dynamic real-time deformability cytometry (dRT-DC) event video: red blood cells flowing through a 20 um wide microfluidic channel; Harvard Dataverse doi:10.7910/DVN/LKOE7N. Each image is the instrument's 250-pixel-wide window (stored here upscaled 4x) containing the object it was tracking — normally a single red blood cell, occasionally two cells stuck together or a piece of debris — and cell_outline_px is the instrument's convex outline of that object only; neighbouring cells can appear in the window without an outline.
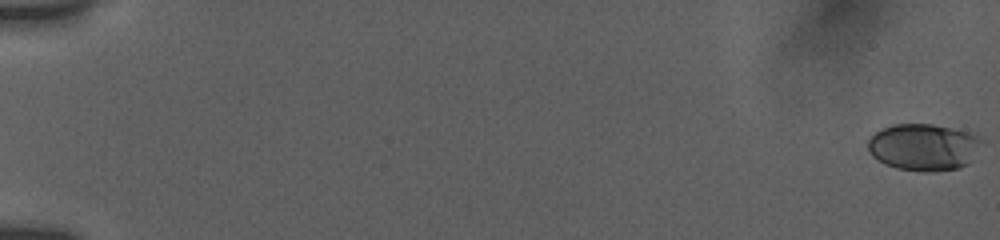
{"species": "human", "species_latin": "Homo sapiens", "temperature_condition": "room temperature", "stored_images_in_passage": 79, "camera_frame_rate_fps": 3000, "um_per_image_px": 0.085, "donor": {"sex": "female"}, "frame": {"image": 1, "passage_image": 1, "time_ms": 0.0, "image_size_px": [1000, 240], "cell_outline_px": [[984, 140], [968, 164], [960, 168], [932, 172], [924, 172], [896, 168], [884, 164], [872, 156], [868, 152], [868, 140], [880, 128], [892, 124], [932, 124], [952, 128], [968, 132]], "centroid_in_image_um": [78.49, 12.51], "position_along_channel_um": 6.5, "area_um2": 31.27}}
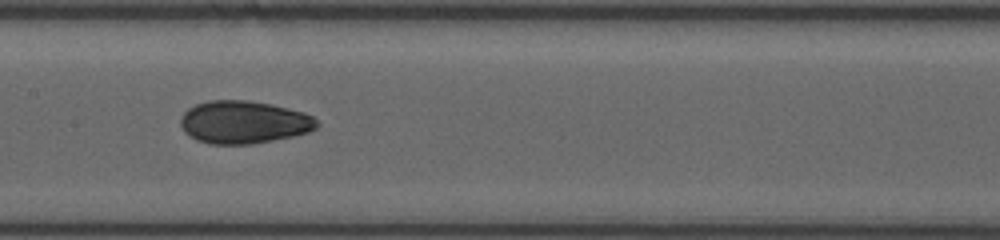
{"frame": {"image": 2, "passage_image": 45, "time_ms": 10.0, "image_size_px": [1000, 240], "cell_outline_px": [[320, 124], [316, 128], [308, 132], [292, 136], [252, 144], [208, 144], [196, 140], [188, 136], [184, 132], [180, 124], [180, 116], [188, 108], [196, 104], [208, 100], [248, 100], [288, 108], [304, 112], [312, 116]], "centroid_in_image_um": [20.68, 10.39], "position_along_channel_um": 186.7, "area_um2": 34.1}}
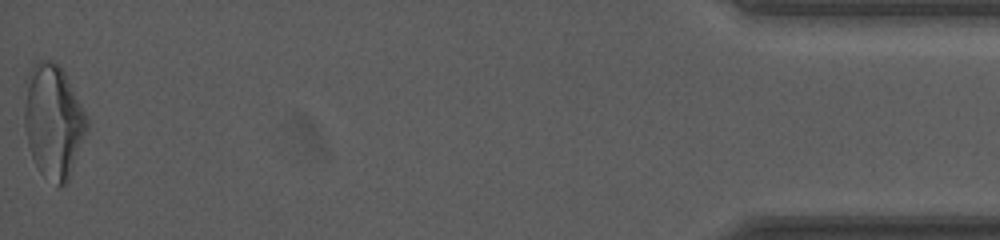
{"frame": {"image": 3, "passage_image": 79, "time_ms": 18.667, "image_size_px": [1000, 240], "cell_outline_px": [[88, 128], [68, 180], [60, 188], [44, 176], [40, 172], [32, 156], [28, 144], [24, 128], [24, 80], [28, 72], [36, 60], [56, 60], [64, 72], [88, 120]], "centroid_in_image_um": [4.49, 10.27], "position_along_channel_um": 430.7, "area_um2": 41.56}, "authors_computed_cell_mechanics": {"area_um2": 32.7148, "velocity_mm_per_s": 3.7853, "shape_relaxation_time_tau1_ms": 4.2301, "shape_relaxation_time_tau2_ms": 1.8341, "deformation_change_tau1": 0.1455, "deformation_change_tau2": 0.0629}}